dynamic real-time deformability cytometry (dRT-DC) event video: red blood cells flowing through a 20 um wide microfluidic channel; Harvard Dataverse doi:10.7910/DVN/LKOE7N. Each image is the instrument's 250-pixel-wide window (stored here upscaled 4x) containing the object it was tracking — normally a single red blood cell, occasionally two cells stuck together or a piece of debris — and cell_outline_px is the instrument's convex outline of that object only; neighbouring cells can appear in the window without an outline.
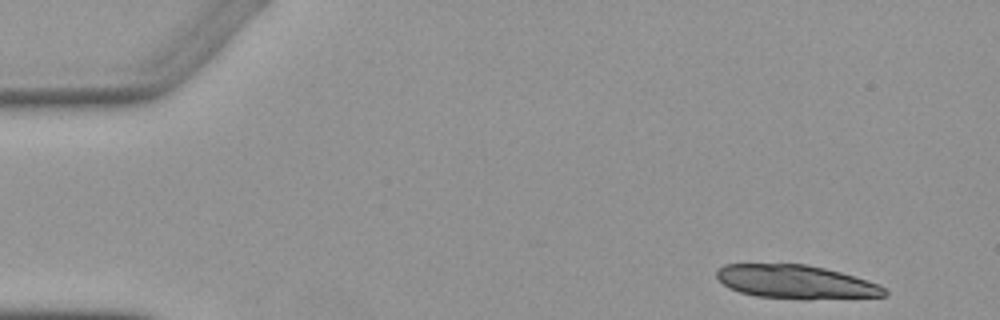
{"species": "Egyptian fruit bat (a non-hibernating species)", "species_latin": "Rousettus aegyptiacus", "temperature_condition": "warm", "stored_images_in_passage": 4, "camera_frame_rate_fps": 3000, "um_per_image_px": 0.085, "animal": {"sex": "female"}, "frame": {"image": 1, "passage_image": 1, "time_ms": 0.0, "image_size_px": [1000, 320], "cell_outline_px": [[888, 292], [884, 296], [808, 300], [804, 300], [756, 296], [740, 292], [728, 288], [716, 280], [716, 272], [724, 264], [808, 264], [840, 272], [880, 284]], "centroid_in_image_um": [67.62, 23.97], "position_along_channel_um": 17.4, "area_um2": 33.23}}